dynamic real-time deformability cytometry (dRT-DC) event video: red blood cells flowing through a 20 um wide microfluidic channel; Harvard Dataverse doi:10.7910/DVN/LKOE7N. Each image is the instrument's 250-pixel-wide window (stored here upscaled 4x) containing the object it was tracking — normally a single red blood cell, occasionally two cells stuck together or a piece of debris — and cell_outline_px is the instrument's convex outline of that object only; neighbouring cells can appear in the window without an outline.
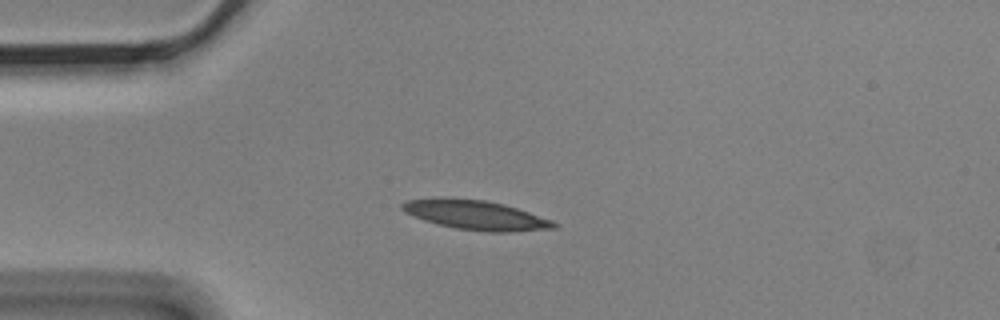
{"species": "Egyptian fruit bat (a non-hibernating species)", "species_latin": "Rousettus aegyptiacus", "temperature_condition": "cold", "stored_images_in_passage": 3, "camera_frame_rate_fps": 3000, "um_per_image_px": 0.085, "animal": {"sex": "male"}, "frame": {"image": 1, "passage_image": 3, "time_ms": 0.667, "image_size_px": [1000, 320], "cell_outline_px": [[560, 224], [556, 228], [508, 232], [488, 232], [456, 228], [424, 220], [404, 212], [400, 208], [400, 204], [408, 200], [440, 196], [444, 196], [484, 200], [504, 204], [552, 220]], "centroid_in_image_um": [40.4, 18.26], "position_along_channel_um": 44.6, "area_um2": 26.18}}